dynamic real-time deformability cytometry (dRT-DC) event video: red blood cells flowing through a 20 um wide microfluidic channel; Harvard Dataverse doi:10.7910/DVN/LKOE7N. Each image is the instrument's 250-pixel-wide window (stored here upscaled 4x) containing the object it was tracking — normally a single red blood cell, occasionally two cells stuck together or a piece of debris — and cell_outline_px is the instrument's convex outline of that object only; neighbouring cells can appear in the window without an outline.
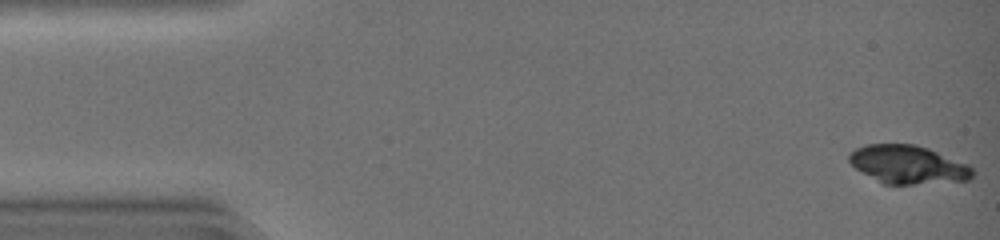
{"species": "common noctule bat (a hibernating species)", "species_latin": "Nyctalus noctula", "temperature_condition": "warm", "stored_images_in_passage": 28, "camera_frame_rate_fps": 3000, "um_per_image_px": 0.085, "animal": {"sex": "female", "body_mass_g": 19.0, "forearm_length_mm": 51.5}, "frame": {"image": 1, "passage_image": 1, "time_ms": 0.0, "image_size_px": [1000, 240], "cell_outline_px": [[972, 176], [968, 180], [912, 184], [884, 184], [856, 168], [848, 160], [848, 156], [856, 148], [864, 144], [916, 144], [928, 148], [968, 164], [972, 168]], "centroid_in_image_um": [77.17, 13.97], "position_along_channel_um": 7.8, "area_um2": 27.22}}
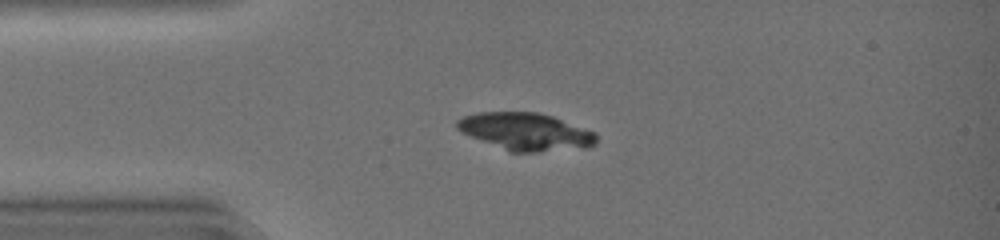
{"frame": {"image": 2, "passage_image": 11, "time_ms": 3.333, "image_size_px": [1000, 240], "cell_outline_px": [[596, 144], [584, 148], [540, 152], [508, 152], [472, 136], [456, 128], [456, 120], [464, 116], [476, 112], [540, 112], [552, 116], [596, 132]], "centroid_in_image_um": [44.71, 11.19], "position_along_channel_um": 40.3, "area_um2": 30.4}}
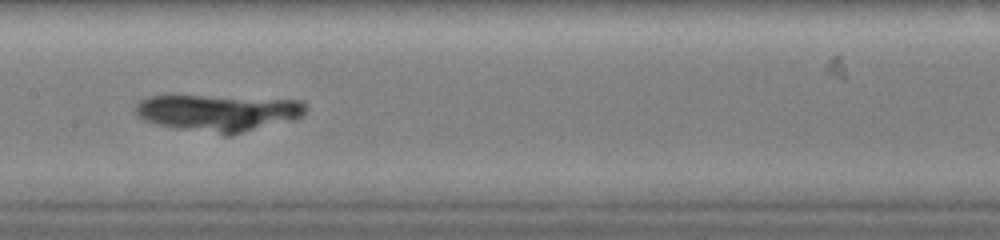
{"frame": {"image": 3, "passage_image": 23, "time_ms": 7.333, "image_size_px": [1000, 240], "cell_outline_px": [[308, 108], [296, 120], [228, 136], [224, 136], [176, 128], [156, 124], [144, 120], [136, 112], [136, 104], [140, 100], [148, 96], [204, 96], [304, 100], [308, 104]], "centroid_in_image_um": [18.62, 9.6], "position_along_channel_um": 188.8, "area_um2": 36.76}}